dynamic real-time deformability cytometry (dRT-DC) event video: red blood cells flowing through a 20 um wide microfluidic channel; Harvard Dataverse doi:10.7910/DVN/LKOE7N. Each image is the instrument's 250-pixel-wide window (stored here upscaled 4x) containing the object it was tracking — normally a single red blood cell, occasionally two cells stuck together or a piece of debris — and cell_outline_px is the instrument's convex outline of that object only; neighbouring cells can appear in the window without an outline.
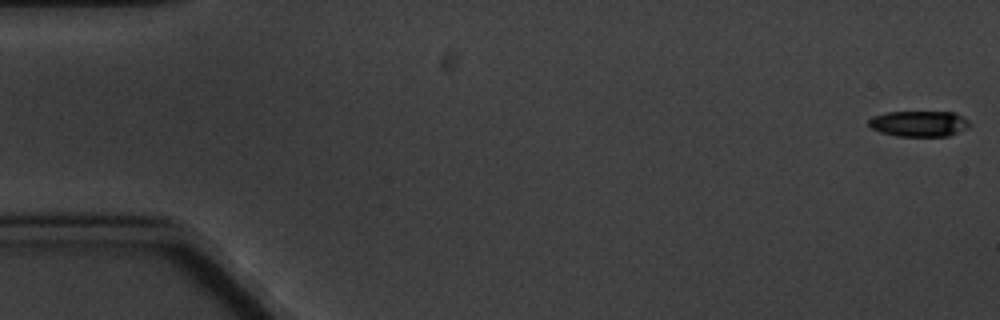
{"species": "common noctule bat (a hibernating species)", "species_latin": "Nyctalus noctula", "temperature_condition": "cold", "stored_images_in_passage": 5, "camera_frame_rate_fps": 3000, "um_per_image_px": 0.085, "animal": {"sex": "male", "body_mass_g": 20.1, "forearm_length_mm": 53.5}, "frame": {"image": 1, "passage_image": 1, "time_ms": 0.0, "image_size_px": [1000, 320], "cell_outline_px": [[972, 124], [968, 128], [948, 136], [896, 136], [880, 132], [872, 128], [868, 124], [868, 120], [872, 116], [888, 112], [956, 112], [964, 116]], "centroid_in_image_um": [78.15, 10.51], "position_along_channel_um": 6.9, "area_um2": 15.32}}
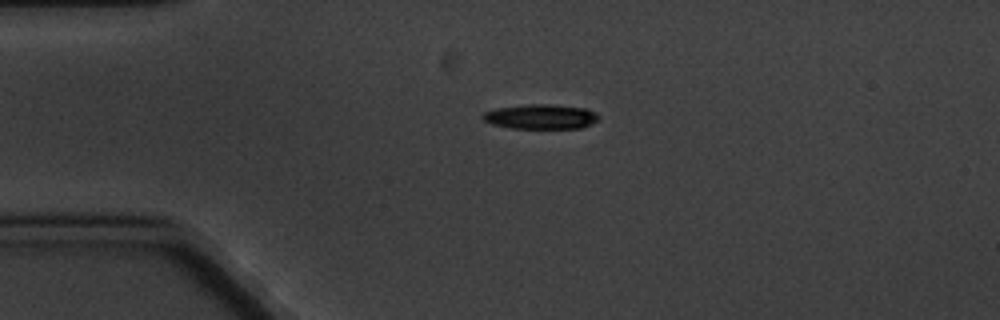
{"frame": {"image": 2, "passage_image": 4, "time_ms": 4.333, "image_size_px": [1000, 320], "cell_outline_px": [[600, 120], [592, 124], [580, 128], [512, 128], [492, 124], [484, 120], [480, 116], [484, 112], [496, 108], [528, 104], [552, 104], [588, 108], [596, 112], [600, 116]], "centroid_in_image_um": [46.02, 9.91], "position_along_channel_um": 39.0, "area_um2": 16.94}}